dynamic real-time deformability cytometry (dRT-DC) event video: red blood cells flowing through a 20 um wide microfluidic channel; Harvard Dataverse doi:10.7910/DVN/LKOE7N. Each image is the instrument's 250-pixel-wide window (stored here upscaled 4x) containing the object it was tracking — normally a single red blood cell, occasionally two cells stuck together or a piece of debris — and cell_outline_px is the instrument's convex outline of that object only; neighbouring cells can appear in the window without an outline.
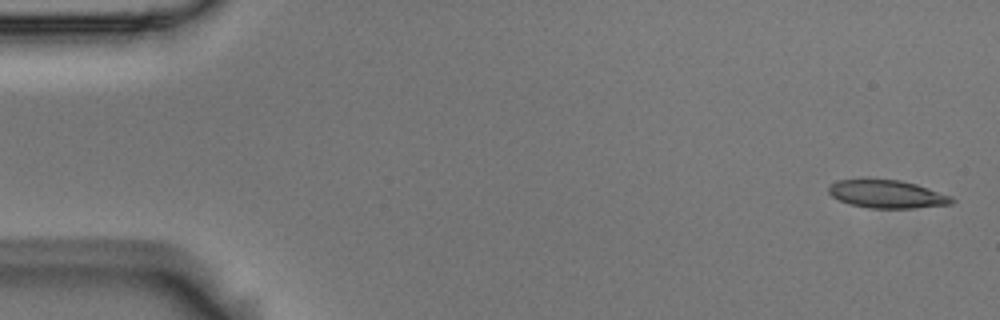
{"species": "Egyptian fruit bat (a non-hibernating species)", "species_latin": "Rousettus aegyptiacus", "temperature_condition": "room temperature", "stored_images_in_passage": 5, "camera_frame_rate_fps": 3000, "um_per_image_px": 0.085, "animal": {"sex": "male"}, "frame": {"image": 1, "passage_image": 1, "time_ms": 0.0, "image_size_px": [1000, 320], "cell_outline_px": [[956, 200], [952, 204], [912, 208], [872, 208], [852, 204], [840, 200], [832, 196], [828, 192], [828, 188], [836, 180], [900, 180], [916, 184], [952, 196]], "centroid_in_image_um": [75.44, 16.5], "position_along_channel_um": 9.6, "area_um2": 19.77}}
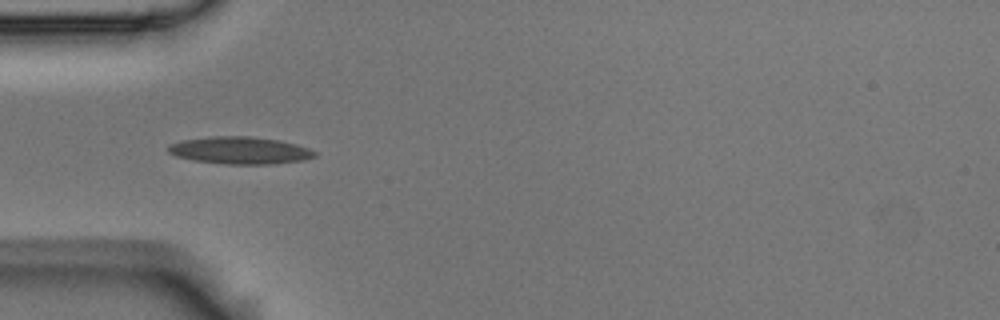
{"frame": {"image": 2, "passage_image": 5, "time_ms": 1.333, "image_size_px": [1000, 320], "cell_outline_px": [[316, 156], [304, 160], [268, 164], [228, 164], [192, 160], [176, 156], [168, 152], [168, 144], [180, 140], [212, 136], [248, 136], [280, 140], [296, 144], [308, 148], [316, 152]], "centroid_in_image_um": [20.37, 12.77], "position_along_channel_um": 64.6, "area_um2": 23.29}}